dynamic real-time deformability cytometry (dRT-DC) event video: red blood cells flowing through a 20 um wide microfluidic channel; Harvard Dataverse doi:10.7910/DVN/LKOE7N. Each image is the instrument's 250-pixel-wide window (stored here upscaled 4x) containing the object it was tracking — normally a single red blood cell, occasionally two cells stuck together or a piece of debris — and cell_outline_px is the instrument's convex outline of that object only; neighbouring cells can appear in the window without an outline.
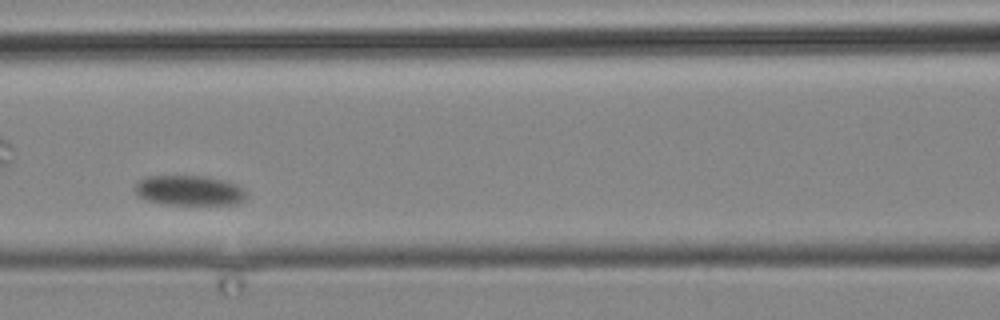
{"species": "common noctule bat (a hibernating species)", "species_latin": "Nyctalus noctula", "temperature_condition": "cold", "stored_images_in_passage": 7, "camera_frame_rate_fps": 3000, "um_per_image_px": 0.085, "animal": {"sex": "male", "body_mass_g": 19.2, "forearm_length_mm": 51.8}, "frame": {"image": 1, "passage_image": 6, "time_ms": 6.0, "image_size_px": [1000, 320], "cell_outline_px": [[244, 200], [236, 204], [164, 204], [148, 200], [140, 196], [132, 188], [140, 180], [148, 176], [208, 176], [236, 184], [244, 192]], "centroid_in_image_um": [16.05, 16.18], "position_along_channel_um": 150.6, "area_um2": 19.19}}